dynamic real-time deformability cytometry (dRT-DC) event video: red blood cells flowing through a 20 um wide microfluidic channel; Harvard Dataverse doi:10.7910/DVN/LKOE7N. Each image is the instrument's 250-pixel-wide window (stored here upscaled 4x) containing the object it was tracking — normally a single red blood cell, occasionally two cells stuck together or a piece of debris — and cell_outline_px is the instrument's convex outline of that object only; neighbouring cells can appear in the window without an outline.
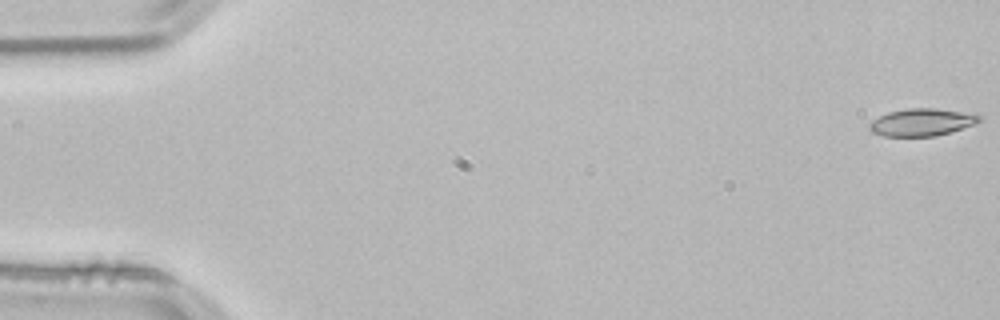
{"species": "common noctule bat (a hibernating species)", "species_latin": "Nyctalus noctula", "temperature_condition": "room temperature", "stored_images_in_passage": 10, "camera_frame_rate_fps": 3000, "um_per_image_px": 0.085, "animal": {"sex": "male", "body_mass_g": 21.5, "forearm_length_mm": 52.0}, "frame": {"image": 1, "passage_image": 1, "time_ms": 0.0, "image_size_px": [1000, 320], "cell_outline_px": [[984, 116], [976, 124], [936, 136], [884, 136], [872, 132], [868, 128], [868, 124], [872, 120], [888, 112], [908, 108], [936, 108], [976, 112]], "centroid_in_image_um": [78.43, 10.37], "position_along_channel_um": 6.6, "area_um2": 17.92}}